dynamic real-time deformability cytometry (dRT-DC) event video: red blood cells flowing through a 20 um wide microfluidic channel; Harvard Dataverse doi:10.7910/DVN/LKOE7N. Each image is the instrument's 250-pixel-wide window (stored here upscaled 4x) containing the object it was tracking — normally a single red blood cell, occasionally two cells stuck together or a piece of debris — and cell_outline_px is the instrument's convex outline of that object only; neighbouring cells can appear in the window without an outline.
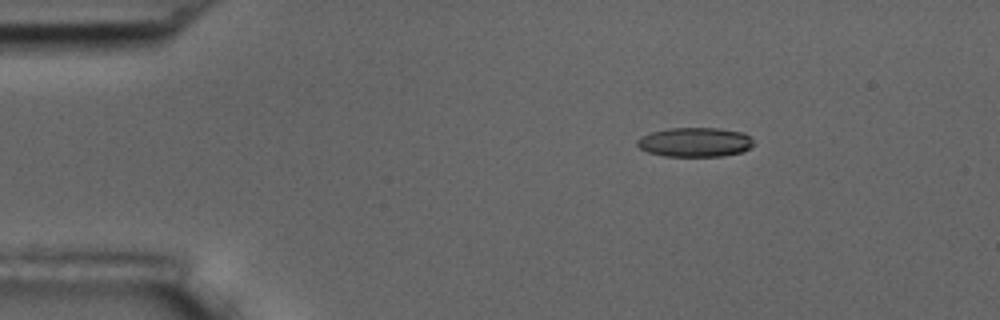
{"species": "common noctule bat (a hibernating species)", "species_latin": "Nyctalus noctula", "temperature_condition": "room temperature", "stored_images_in_passage": 15, "camera_frame_rate_fps": 3000, "um_per_image_px": 0.085, "animal": {"sex": "male", "body_mass_g": 17.5, "forearm_length_mm": 52.3}, "frame": {"image": 1, "passage_image": 3, "time_ms": 2.333, "image_size_px": [1000, 320], "cell_outline_px": [[752, 144], [748, 148], [740, 152], [720, 156], [664, 156], [648, 152], [640, 148], [636, 144], [636, 140], [652, 132], [668, 128], [720, 128], [744, 132], [752, 140]], "centroid_in_image_um": [59.05, 12.08], "position_along_channel_um": 25.9, "area_um2": 19.71}}
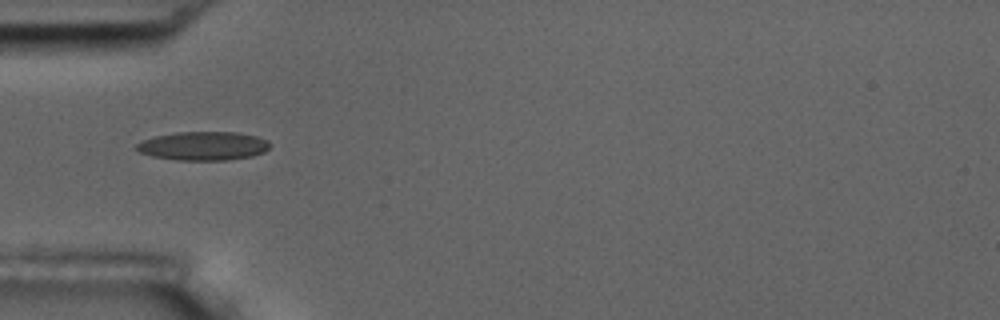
{"frame": {"image": 2, "passage_image": 5, "time_ms": 5.333, "image_size_px": [1000, 320], "cell_outline_px": [[272, 144], [264, 152], [252, 156], [228, 160], [176, 160], [152, 156], [140, 152], [136, 148], [136, 144], [140, 140], [156, 136], [176, 132], [236, 132], [256, 136], [268, 140]], "centroid_in_image_um": [17.29, 12.4], "position_along_channel_um": 67.7, "area_um2": 22.43}}
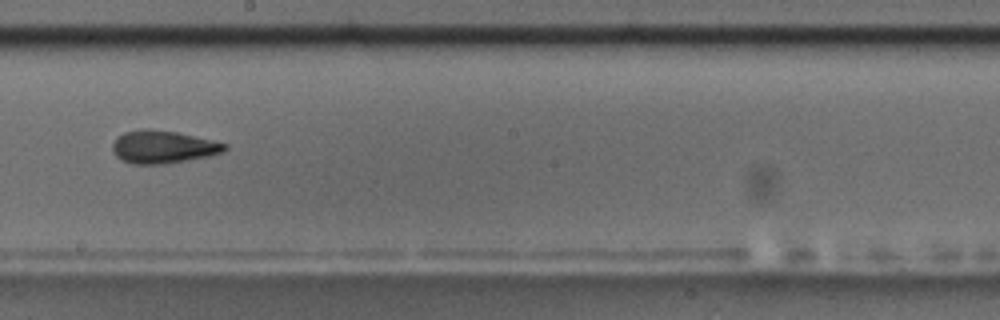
{"frame": {"image": 3, "passage_image": 9, "time_ms": 10.0, "image_size_px": [1000, 320], "cell_outline_px": [[228, 148], [224, 152], [208, 156], [188, 160], [164, 164], [132, 164], [120, 160], [112, 152], [112, 144], [116, 136], [124, 132], [140, 128], [148, 128], [176, 132], [228, 144]], "centroid_in_image_um": [13.81, 12.49], "position_along_channel_um": 234.4, "area_um2": 21.68}}